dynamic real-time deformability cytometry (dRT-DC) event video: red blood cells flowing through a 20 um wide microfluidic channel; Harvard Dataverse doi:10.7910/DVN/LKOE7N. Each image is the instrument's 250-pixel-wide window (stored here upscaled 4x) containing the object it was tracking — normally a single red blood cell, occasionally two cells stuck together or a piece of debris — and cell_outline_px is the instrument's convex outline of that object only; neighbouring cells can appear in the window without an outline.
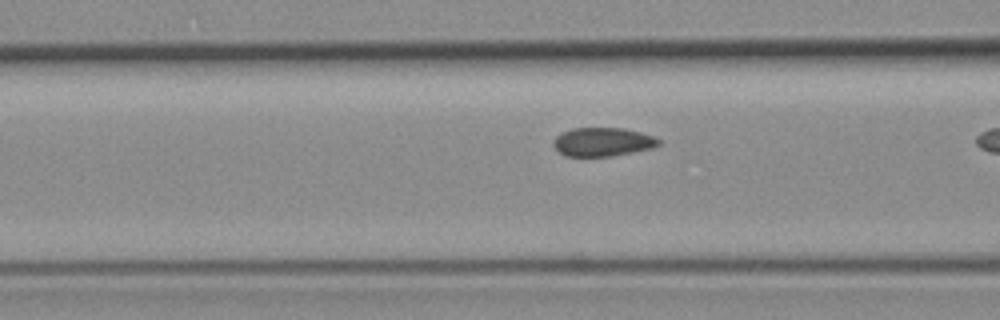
{"species": "common noctule bat (a hibernating species)", "species_latin": "Nyctalus noctula", "temperature_condition": "room temperature", "stored_images_in_passage": 5, "camera_frame_rate_fps": 3000, "um_per_image_px": 0.085, "animal": {"sex": "female", "body_mass_g": 19.3, "forearm_length_mm": 54.1}, "frame": {"image": 1, "passage_image": 4, "time_ms": 1.0, "image_size_px": [1000, 320], "cell_outline_px": [[660, 144], [652, 148], [612, 156], [568, 156], [560, 152], [552, 144], [556, 136], [560, 132], [572, 128], [624, 128], [656, 136], [660, 140]], "centroid_in_image_um": [51.24, 12.05], "position_along_channel_um": 115.4, "area_um2": 17.63}}